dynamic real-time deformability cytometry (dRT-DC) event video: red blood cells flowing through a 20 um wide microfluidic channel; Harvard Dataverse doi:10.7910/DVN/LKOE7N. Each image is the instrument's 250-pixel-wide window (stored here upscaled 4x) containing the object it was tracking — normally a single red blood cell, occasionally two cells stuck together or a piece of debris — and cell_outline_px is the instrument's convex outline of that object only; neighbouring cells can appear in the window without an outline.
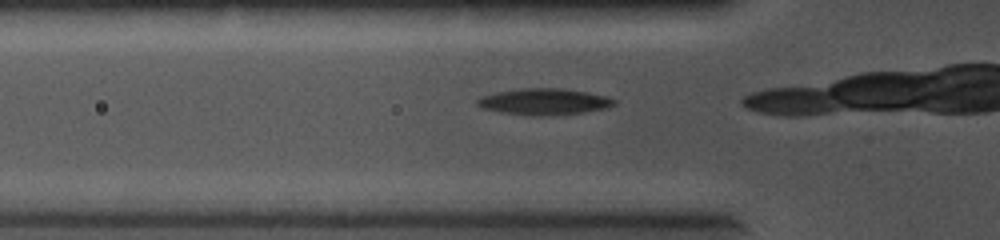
{"species": "common noctule bat (a hibernating species)", "species_latin": "Nyctalus noctula", "temperature_condition": "cold", "stored_images_in_passage": 6, "camera_frame_rate_fps": 5000, "um_per_image_px": 0.085, "animal": {"sex": "female", "body_mass_g": 19.0, "forearm_length_mm": 56.7}, "frame": {"image": 1, "passage_image": 2, "time_ms": 0.2, "image_size_px": [1000, 240], "cell_outline_px": [[616, 104], [608, 108], [580, 112], [540, 116], [536, 116], [500, 112], [484, 108], [476, 104], [476, 100], [480, 96], [496, 92], [520, 88], [560, 88], [588, 92], [608, 96], [616, 100]], "centroid_in_image_um": [46.25, 8.63], "position_along_channel_um": 79.5, "area_um2": 20.98}}